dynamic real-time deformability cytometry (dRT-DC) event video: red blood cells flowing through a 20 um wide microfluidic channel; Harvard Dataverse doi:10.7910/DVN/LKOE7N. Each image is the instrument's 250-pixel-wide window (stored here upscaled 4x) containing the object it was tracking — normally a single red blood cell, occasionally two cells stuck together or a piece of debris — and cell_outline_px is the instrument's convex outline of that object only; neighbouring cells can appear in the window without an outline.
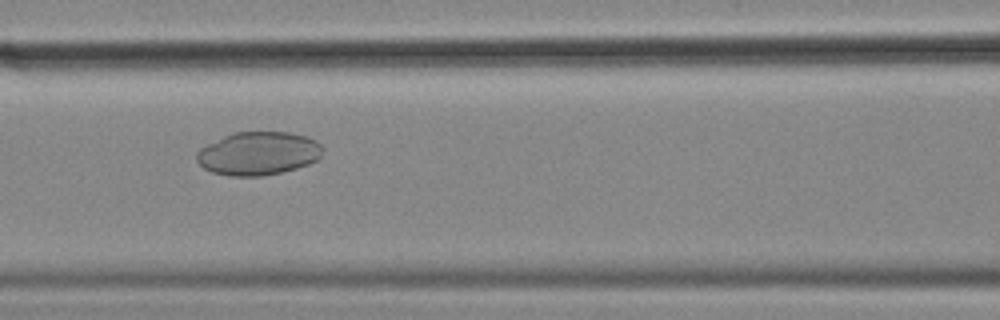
{"species": "common noctule bat (a hibernating species)", "species_latin": "Nyctalus noctula", "temperature_condition": "cold", "stored_images_in_passage": 43, "camera_frame_rate_fps": 3000, "um_per_image_px": 0.085, "animal": {"sex": "female", "body_mass_g": 18.4}, "frame": {"image": 1, "passage_image": 11, "time_ms": 3.333, "image_size_px": [1000, 320], "cell_outline_px": [[324, 148], [320, 156], [316, 160], [308, 164], [296, 168], [280, 172], [260, 176], [232, 176], [212, 172], [204, 168], [196, 160], [196, 152], [200, 148], [224, 136], [236, 132], [288, 132], [308, 136], [316, 140]], "centroid_in_image_um": [21.96, 13.03], "position_along_channel_um": 144.6, "area_um2": 31.73}}
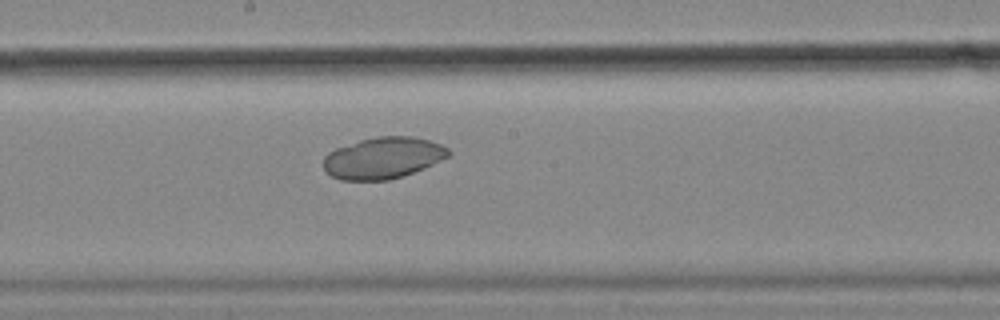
{"frame": {"image": 2, "passage_image": 17, "time_ms": 5.333, "image_size_px": [1000, 320], "cell_outline_px": [[452, 156], [424, 168], [388, 180], [340, 180], [332, 176], [324, 168], [324, 156], [328, 152], [336, 148], [360, 140], [376, 136], [412, 136], [428, 140], [440, 144], [448, 148], [452, 152]], "centroid_in_image_um": [32.59, 13.41], "position_along_channel_um": 215.6, "area_um2": 30.23}}
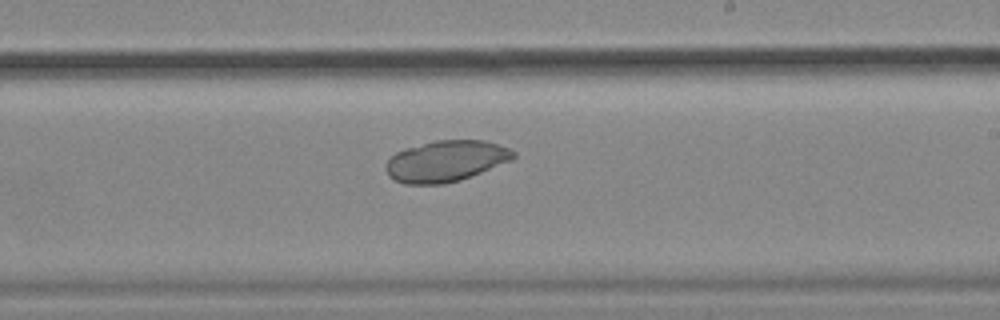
{"frame": {"image": 3, "passage_image": 20, "time_ms": 6.333, "image_size_px": [1000, 320], "cell_outline_px": [[516, 156], [512, 160], [460, 180], [444, 184], [404, 184], [388, 176], [384, 168], [384, 164], [396, 152], [404, 148], [436, 140], [484, 140], [508, 148], [516, 152]], "centroid_in_image_um": [37.87, 13.69], "position_along_channel_um": 251.1, "area_um2": 30.58}}